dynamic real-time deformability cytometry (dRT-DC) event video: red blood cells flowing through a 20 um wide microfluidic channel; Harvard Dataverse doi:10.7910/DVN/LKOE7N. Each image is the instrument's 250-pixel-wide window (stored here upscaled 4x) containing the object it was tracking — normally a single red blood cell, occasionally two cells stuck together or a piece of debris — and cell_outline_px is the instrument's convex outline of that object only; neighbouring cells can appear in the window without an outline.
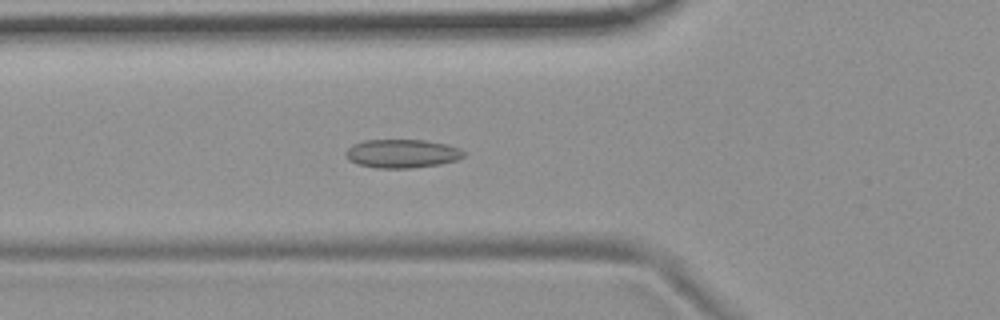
{"species": "common noctule bat (a hibernating species)", "species_latin": "Nyctalus noctula", "temperature_condition": "room temperature", "stored_images_in_passage": 55, "camera_frame_rate_fps": 3000, "um_per_image_px": 0.085, "animal": {"sex": "female", "body_mass_g": 19.9}, "frame": {"image": 1, "passage_image": 20, "time_ms": 6.333, "image_size_px": [1000, 320], "cell_outline_px": [[464, 156], [456, 160], [440, 164], [412, 168], [376, 168], [356, 164], [348, 160], [344, 152], [352, 144], [364, 140], [424, 140], [448, 144], [460, 148], [464, 152]], "centroid_in_image_um": [34.15, 13.05], "position_along_channel_um": 91.7, "area_um2": 19.83}}
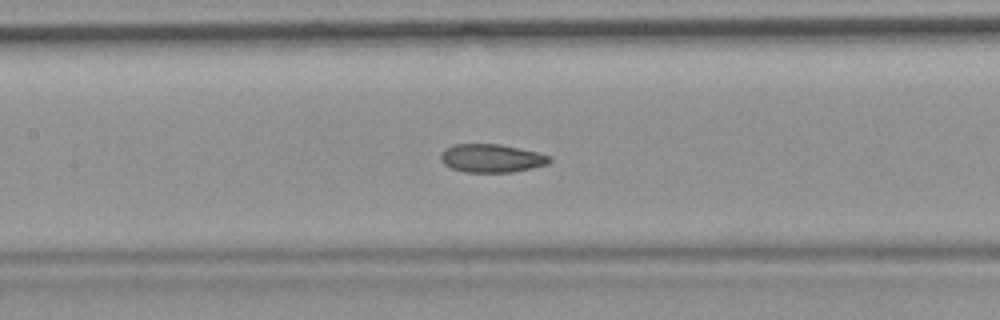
{"frame": {"image": 2, "passage_image": 26, "time_ms": 8.333, "image_size_px": [1000, 320], "cell_outline_px": [[552, 160], [548, 164], [532, 168], [512, 172], [464, 172], [452, 168], [444, 164], [440, 160], [440, 152], [444, 148], [456, 144], [500, 144], [536, 152], [552, 156]], "centroid_in_image_um": [41.77, 13.45], "position_along_channel_um": 165.6, "area_um2": 18.03}}
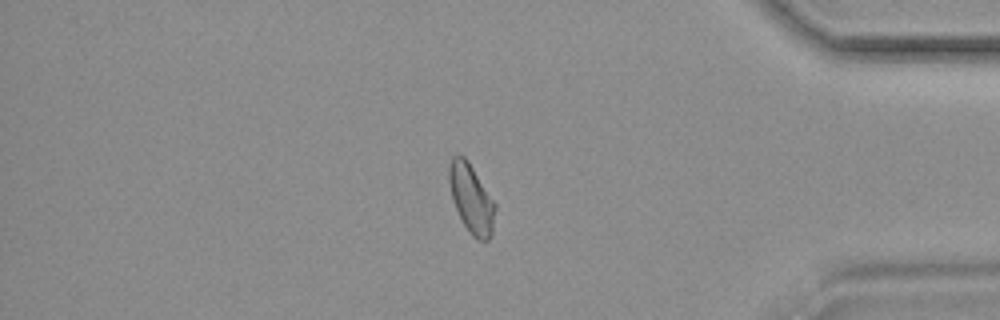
{"frame": {"image": 3, "passage_image": 47, "time_ms": 15.333, "image_size_px": [1000, 320], "cell_outline_px": [[496, 208], [492, 236], [488, 240], [476, 240], [472, 236], [464, 224], [452, 200], [448, 180], [448, 168], [452, 156], [464, 156], [468, 160], [496, 204]], "centroid_in_image_um": [40.07, 16.89], "position_along_channel_um": 395.1, "area_um2": 18.55}, "authors_computed_cell_mechanics": {"area_um2": 18.5538, "velocity_mm_per_s": 3.6873, "shape_relaxation_time_tau1_ms": null, "shape_relaxation_time_tau2_ms": 3.1616, "deformation_change_tau1": null, "deformation_change_tau2": 0.0689}}